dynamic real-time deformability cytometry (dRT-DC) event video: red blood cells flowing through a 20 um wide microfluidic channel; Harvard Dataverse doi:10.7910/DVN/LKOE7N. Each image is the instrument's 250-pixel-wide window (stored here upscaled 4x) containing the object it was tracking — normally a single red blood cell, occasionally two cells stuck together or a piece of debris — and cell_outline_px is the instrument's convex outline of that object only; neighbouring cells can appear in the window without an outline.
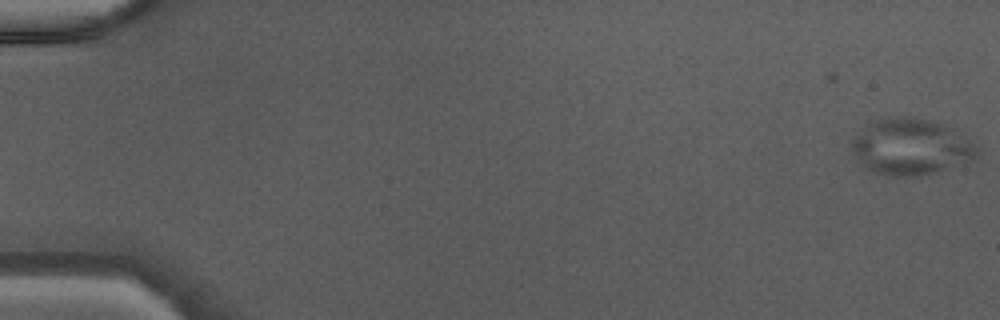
{"species": "Egyptian fruit bat (a non-hibernating species)", "species_latin": "Rousettus aegyptiacus", "temperature_condition": "warm", "stored_images_in_passage": 46, "camera_frame_rate_fps": 3000, "um_per_image_px": 0.085, "animal": {"sex": "male"}, "frame": {"image": 1, "passage_image": 1, "time_ms": 0.0, "image_size_px": [1000, 320], "cell_outline_px": [[980, 152], [976, 160], [936, 172], [920, 176], [888, 176], [864, 168], [852, 152], [852, 140], [864, 124], [888, 116], [904, 116], [932, 120], [944, 124], [976, 144], [980, 148]], "centroid_in_image_um": [77.44, 12.48], "position_along_channel_um": 7.6, "area_um2": 41.67}}
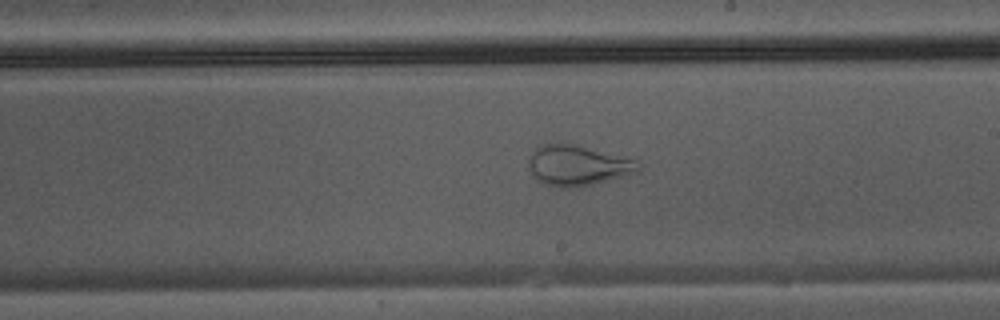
{"frame": {"image": 2, "passage_image": 28, "time_ms": 9.0, "image_size_px": [1000, 320], "cell_outline_px": [[640, 172], [576, 188], [560, 188], [544, 184], [536, 180], [532, 176], [528, 168], [528, 160], [532, 152], [540, 144], [576, 144], [636, 160], [640, 164]], "centroid_in_image_um": [49.07, 14.08], "position_along_channel_um": 239.9, "area_um2": 26.01}}
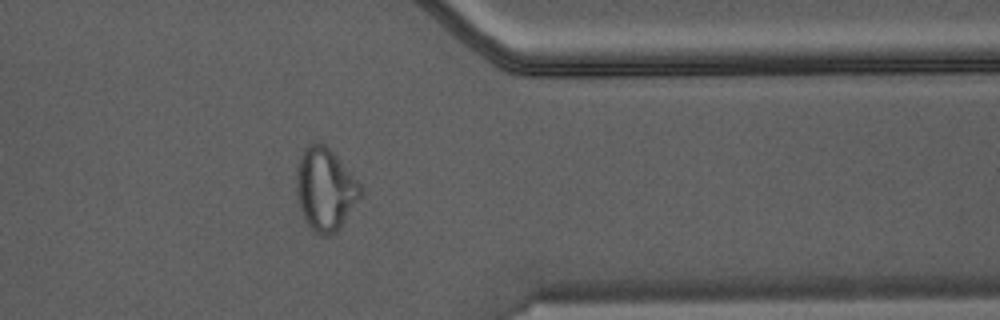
{"frame": {"image": 3, "passage_image": 38, "time_ms": 12.333, "image_size_px": [1000, 320], "cell_outline_px": [[364, 192], [340, 228], [336, 232], [328, 236], [320, 236], [308, 228], [304, 220], [300, 208], [296, 188], [296, 168], [300, 156], [304, 148], [312, 140], [316, 140], [324, 144], [336, 156], [364, 188]], "centroid_in_image_um": [27.63, 16.1], "position_along_channel_um": 383.8, "area_um2": 31.27}}